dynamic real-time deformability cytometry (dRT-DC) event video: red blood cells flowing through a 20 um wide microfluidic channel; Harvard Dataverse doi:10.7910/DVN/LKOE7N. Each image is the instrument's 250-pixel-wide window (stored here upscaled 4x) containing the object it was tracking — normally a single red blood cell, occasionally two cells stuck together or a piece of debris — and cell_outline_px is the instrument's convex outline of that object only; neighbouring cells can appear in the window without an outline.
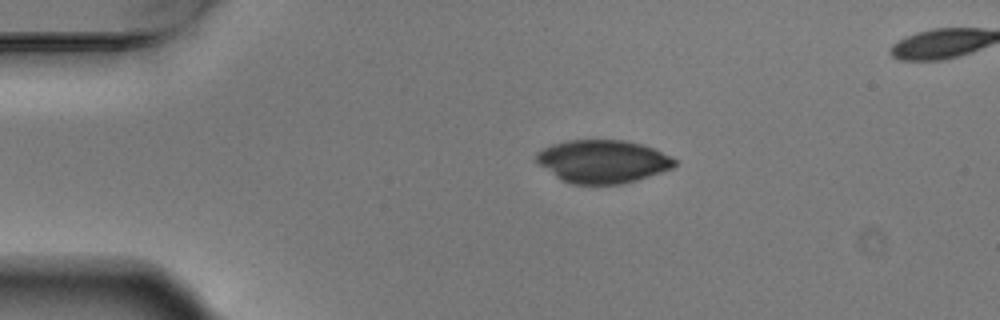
{"species": "Egyptian fruit bat (a non-hibernating species)", "species_latin": "Rousettus aegyptiacus", "temperature_condition": "warm", "stored_images_in_passage": 4, "segment_of_instrument_passage": [2, 2], "camera_frame_rate_fps": 3000, "um_per_image_px": 0.085, "animal": {"sex": "male"}, "frame": {"image": 1, "passage_image": 4, "time_ms": 1.0, "image_size_px": [1000, 320], "cell_outline_px": [[676, 164], [672, 168], [636, 180], [620, 184], [572, 184], [556, 176], [540, 164], [536, 160], [536, 152], [552, 144], [568, 140], [624, 140], [644, 144], [672, 156], [676, 160]], "centroid_in_image_um": [51.26, 13.7], "position_along_channel_um": 33.7, "area_um2": 34.45}}